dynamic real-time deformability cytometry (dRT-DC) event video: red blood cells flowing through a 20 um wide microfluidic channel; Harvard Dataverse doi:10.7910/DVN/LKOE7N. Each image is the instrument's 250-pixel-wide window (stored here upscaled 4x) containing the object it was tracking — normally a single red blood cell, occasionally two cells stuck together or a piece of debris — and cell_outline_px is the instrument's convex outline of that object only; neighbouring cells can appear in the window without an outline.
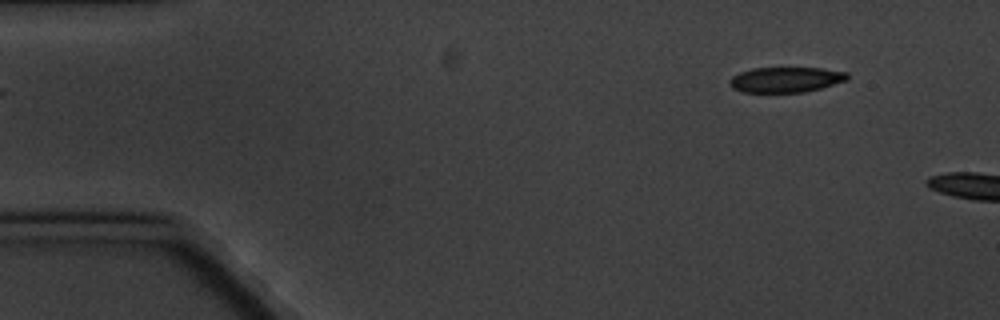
{"species": "common noctule bat (a hibernating species)", "species_latin": "Nyctalus noctula", "temperature_condition": "cold", "stored_images_in_passage": 4, "segment_of_instrument_passage": [2, 2], "camera_frame_rate_fps": 3000, "um_per_image_px": 0.085, "animal": {"sex": "male", "body_mass_g": 20.1, "forearm_length_mm": 53.5}, "frame": {"image": 1, "passage_image": 4, "time_ms": 3.667, "image_size_px": [1000, 320], "cell_outline_px": [[848, 80], [820, 88], [804, 92], [744, 92], [732, 88], [728, 84], [728, 80], [732, 76], [740, 72], [752, 68], [820, 68], [848, 72]], "centroid_in_image_um": [66.77, 6.77], "position_along_channel_um": 18.2, "area_um2": 17.4}}